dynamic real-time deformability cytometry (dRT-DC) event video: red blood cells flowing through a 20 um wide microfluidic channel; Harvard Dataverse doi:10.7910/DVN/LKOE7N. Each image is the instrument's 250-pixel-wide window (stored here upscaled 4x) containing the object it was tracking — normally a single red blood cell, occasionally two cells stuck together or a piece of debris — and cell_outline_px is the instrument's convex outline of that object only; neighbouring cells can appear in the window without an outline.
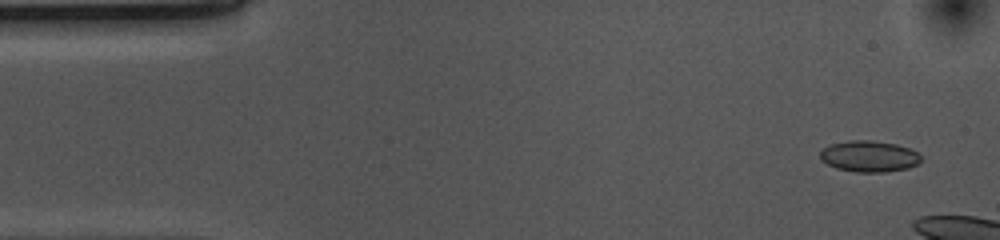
{"species": "common noctule bat (a hibernating species)", "species_latin": "Nyctalus noctula", "temperature_condition": "cold", "stored_images_in_passage": 12, "camera_frame_rate_fps": 3000, "um_per_image_px": 0.085, "animal": {"sex": "female", "body_mass_g": 10.0, "forearm_length_mm": 53.1}, "frame": {"image": 1, "passage_image": 3, "time_ms": 0.667, "image_size_px": [1000, 240], "cell_outline_px": [[920, 164], [908, 168], [884, 172], [856, 172], [836, 168], [820, 160], [820, 152], [824, 148], [832, 144], [848, 140], [872, 140], [896, 144], [908, 148], [916, 152], [920, 156]], "centroid_in_image_um": [73.87, 13.29], "position_along_channel_um": 11.1, "area_um2": 18.32}}